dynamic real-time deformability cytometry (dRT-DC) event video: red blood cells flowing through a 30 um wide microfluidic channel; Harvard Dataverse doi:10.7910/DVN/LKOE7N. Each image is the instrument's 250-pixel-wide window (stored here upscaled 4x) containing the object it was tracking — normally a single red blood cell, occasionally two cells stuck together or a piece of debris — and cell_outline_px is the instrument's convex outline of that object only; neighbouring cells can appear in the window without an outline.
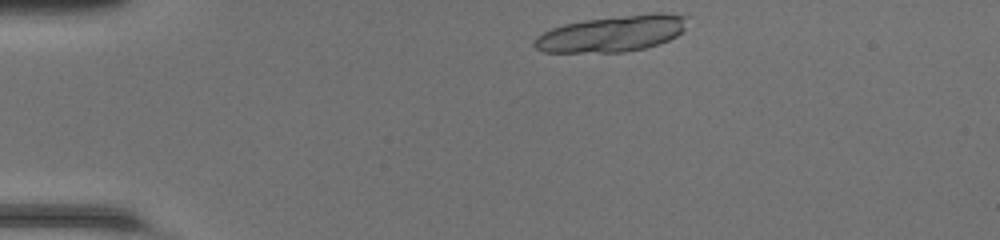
{"species": "common noctule bat (a hibernating species)", "species_latin": "Nyctalus noctula", "temperature_condition": "room temperature", "stored_images_in_passage": 14, "camera_frame_rate_fps": 3000, "um_per_image_px": 0.085, "animal": {"sex": "female", "body_mass_g": 20.0, "forearm_length_mm": 54.0}, "frame": {"image": 1, "passage_image": 1, "time_ms": 0.0, "image_size_px": [1000, 240], "cell_outline_px": [[688, 16], [684, 28], [676, 36], [660, 44], [644, 48], [624, 52], [544, 52], [536, 48], [532, 44], [532, 40], [536, 36], [552, 28], [564, 24], [584, 20], [652, 12], [664, 12]], "centroid_in_image_um": [52.02, 2.85], "position_along_channel_um": 33.0, "area_um2": 32.37}}